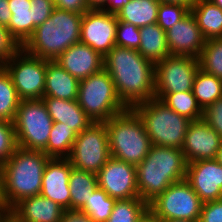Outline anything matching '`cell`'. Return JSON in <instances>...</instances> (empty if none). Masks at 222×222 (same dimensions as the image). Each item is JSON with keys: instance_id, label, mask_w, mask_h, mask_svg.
<instances>
[{"instance_id": "cell-21", "label": "cell", "mask_w": 222, "mask_h": 222, "mask_svg": "<svg viewBox=\"0 0 222 222\" xmlns=\"http://www.w3.org/2000/svg\"><path fill=\"white\" fill-rule=\"evenodd\" d=\"M42 100L53 122L66 124L77 134L92 123V120L86 115L77 100H66L50 96H43Z\"/></svg>"}, {"instance_id": "cell-15", "label": "cell", "mask_w": 222, "mask_h": 222, "mask_svg": "<svg viewBox=\"0 0 222 222\" xmlns=\"http://www.w3.org/2000/svg\"><path fill=\"white\" fill-rule=\"evenodd\" d=\"M185 180L203 203L222 199V165L215 159L188 163Z\"/></svg>"}, {"instance_id": "cell-32", "label": "cell", "mask_w": 222, "mask_h": 222, "mask_svg": "<svg viewBox=\"0 0 222 222\" xmlns=\"http://www.w3.org/2000/svg\"><path fill=\"white\" fill-rule=\"evenodd\" d=\"M116 201V199L108 196L103 189L97 187L81 211L87 213L94 222H106Z\"/></svg>"}, {"instance_id": "cell-3", "label": "cell", "mask_w": 222, "mask_h": 222, "mask_svg": "<svg viewBox=\"0 0 222 222\" xmlns=\"http://www.w3.org/2000/svg\"><path fill=\"white\" fill-rule=\"evenodd\" d=\"M187 162L182 150L152 145L136 166L139 197L147 204L171 184L185 179Z\"/></svg>"}, {"instance_id": "cell-6", "label": "cell", "mask_w": 222, "mask_h": 222, "mask_svg": "<svg viewBox=\"0 0 222 222\" xmlns=\"http://www.w3.org/2000/svg\"><path fill=\"white\" fill-rule=\"evenodd\" d=\"M132 109L142 119L152 145L182 149L192 120L174 112L157 98L139 103Z\"/></svg>"}, {"instance_id": "cell-11", "label": "cell", "mask_w": 222, "mask_h": 222, "mask_svg": "<svg viewBox=\"0 0 222 222\" xmlns=\"http://www.w3.org/2000/svg\"><path fill=\"white\" fill-rule=\"evenodd\" d=\"M203 202L184 179L171 184L148 204L162 221L191 220L199 221Z\"/></svg>"}, {"instance_id": "cell-2", "label": "cell", "mask_w": 222, "mask_h": 222, "mask_svg": "<svg viewBox=\"0 0 222 222\" xmlns=\"http://www.w3.org/2000/svg\"><path fill=\"white\" fill-rule=\"evenodd\" d=\"M48 157L43 151L17 148L0 166L2 210L7 213L24 198L40 195Z\"/></svg>"}, {"instance_id": "cell-4", "label": "cell", "mask_w": 222, "mask_h": 222, "mask_svg": "<svg viewBox=\"0 0 222 222\" xmlns=\"http://www.w3.org/2000/svg\"><path fill=\"white\" fill-rule=\"evenodd\" d=\"M82 16L55 8L44 23L35 27L22 48L31 55L54 61L71 45L80 42Z\"/></svg>"}, {"instance_id": "cell-5", "label": "cell", "mask_w": 222, "mask_h": 222, "mask_svg": "<svg viewBox=\"0 0 222 222\" xmlns=\"http://www.w3.org/2000/svg\"><path fill=\"white\" fill-rule=\"evenodd\" d=\"M105 127L111 157L135 166L144 160L152 143L142 119L132 108L111 117Z\"/></svg>"}, {"instance_id": "cell-30", "label": "cell", "mask_w": 222, "mask_h": 222, "mask_svg": "<svg viewBox=\"0 0 222 222\" xmlns=\"http://www.w3.org/2000/svg\"><path fill=\"white\" fill-rule=\"evenodd\" d=\"M192 92L198 105L204 110L222 97V79L205 73L199 68L196 72Z\"/></svg>"}, {"instance_id": "cell-27", "label": "cell", "mask_w": 222, "mask_h": 222, "mask_svg": "<svg viewBox=\"0 0 222 222\" xmlns=\"http://www.w3.org/2000/svg\"><path fill=\"white\" fill-rule=\"evenodd\" d=\"M97 187V174L73 167L69 176L70 210H81Z\"/></svg>"}, {"instance_id": "cell-25", "label": "cell", "mask_w": 222, "mask_h": 222, "mask_svg": "<svg viewBox=\"0 0 222 222\" xmlns=\"http://www.w3.org/2000/svg\"><path fill=\"white\" fill-rule=\"evenodd\" d=\"M12 16L6 27L11 37L22 47L32 35L30 0H8Z\"/></svg>"}, {"instance_id": "cell-24", "label": "cell", "mask_w": 222, "mask_h": 222, "mask_svg": "<svg viewBox=\"0 0 222 222\" xmlns=\"http://www.w3.org/2000/svg\"><path fill=\"white\" fill-rule=\"evenodd\" d=\"M206 40L222 38V9L210 0H196L191 7Z\"/></svg>"}, {"instance_id": "cell-26", "label": "cell", "mask_w": 222, "mask_h": 222, "mask_svg": "<svg viewBox=\"0 0 222 222\" xmlns=\"http://www.w3.org/2000/svg\"><path fill=\"white\" fill-rule=\"evenodd\" d=\"M159 0H130L116 14L118 21L143 27L157 23Z\"/></svg>"}, {"instance_id": "cell-35", "label": "cell", "mask_w": 222, "mask_h": 222, "mask_svg": "<svg viewBox=\"0 0 222 222\" xmlns=\"http://www.w3.org/2000/svg\"><path fill=\"white\" fill-rule=\"evenodd\" d=\"M190 11V8L180 4L160 2L157 15V24L164 31H167L176 23L184 19Z\"/></svg>"}, {"instance_id": "cell-16", "label": "cell", "mask_w": 222, "mask_h": 222, "mask_svg": "<svg viewBox=\"0 0 222 222\" xmlns=\"http://www.w3.org/2000/svg\"><path fill=\"white\" fill-rule=\"evenodd\" d=\"M221 141V136L203 119L192 121L181 149L187 164L198 160L215 159Z\"/></svg>"}, {"instance_id": "cell-1", "label": "cell", "mask_w": 222, "mask_h": 222, "mask_svg": "<svg viewBox=\"0 0 222 222\" xmlns=\"http://www.w3.org/2000/svg\"><path fill=\"white\" fill-rule=\"evenodd\" d=\"M104 69L127 108L155 98V64L137 50L115 45L104 56Z\"/></svg>"}, {"instance_id": "cell-34", "label": "cell", "mask_w": 222, "mask_h": 222, "mask_svg": "<svg viewBox=\"0 0 222 222\" xmlns=\"http://www.w3.org/2000/svg\"><path fill=\"white\" fill-rule=\"evenodd\" d=\"M147 208L148 204L141 198L117 200L106 222H136Z\"/></svg>"}, {"instance_id": "cell-43", "label": "cell", "mask_w": 222, "mask_h": 222, "mask_svg": "<svg viewBox=\"0 0 222 222\" xmlns=\"http://www.w3.org/2000/svg\"><path fill=\"white\" fill-rule=\"evenodd\" d=\"M60 222H94L91 217L81 210H64Z\"/></svg>"}, {"instance_id": "cell-52", "label": "cell", "mask_w": 222, "mask_h": 222, "mask_svg": "<svg viewBox=\"0 0 222 222\" xmlns=\"http://www.w3.org/2000/svg\"><path fill=\"white\" fill-rule=\"evenodd\" d=\"M162 222H196V221H191V220H165Z\"/></svg>"}, {"instance_id": "cell-19", "label": "cell", "mask_w": 222, "mask_h": 222, "mask_svg": "<svg viewBox=\"0 0 222 222\" xmlns=\"http://www.w3.org/2000/svg\"><path fill=\"white\" fill-rule=\"evenodd\" d=\"M54 61L79 81L104 68V57L81 42L71 45Z\"/></svg>"}, {"instance_id": "cell-7", "label": "cell", "mask_w": 222, "mask_h": 222, "mask_svg": "<svg viewBox=\"0 0 222 222\" xmlns=\"http://www.w3.org/2000/svg\"><path fill=\"white\" fill-rule=\"evenodd\" d=\"M77 101L92 122H106L128 109L104 68L79 81Z\"/></svg>"}, {"instance_id": "cell-8", "label": "cell", "mask_w": 222, "mask_h": 222, "mask_svg": "<svg viewBox=\"0 0 222 222\" xmlns=\"http://www.w3.org/2000/svg\"><path fill=\"white\" fill-rule=\"evenodd\" d=\"M17 145L25 150L43 151L53 120L42 99L22 100L13 120Z\"/></svg>"}, {"instance_id": "cell-49", "label": "cell", "mask_w": 222, "mask_h": 222, "mask_svg": "<svg viewBox=\"0 0 222 222\" xmlns=\"http://www.w3.org/2000/svg\"><path fill=\"white\" fill-rule=\"evenodd\" d=\"M215 160L220 164L222 165V141H221V145H220V148L217 152V156L215 158Z\"/></svg>"}, {"instance_id": "cell-41", "label": "cell", "mask_w": 222, "mask_h": 222, "mask_svg": "<svg viewBox=\"0 0 222 222\" xmlns=\"http://www.w3.org/2000/svg\"><path fill=\"white\" fill-rule=\"evenodd\" d=\"M198 222H222V199L204 202Z\"/></svg>"}, {"instance_id": "cell-10", "label": "cell", "mask_w": 222, "mask_h": 222, "mask_svg": "<svg viewBox=\"0 0 222 222\" xmlns=\"http://www.w3.org/2000/svg\"><path fill=\"white\" fill-rule=\"evenodd\" d=\"M110 157L105 122H92L77 135L68 159L72 167L97 174Z\"/></svg>"}, {"instance_id": "cell-47", "label": "cell", "mask_w": 222, "mask_h": 222, "mask_svg": "<svg viewBox=\"0 0 222 222\" xmlns=\"http://www.w3.org/2000/svg\"><path fill=\"white\" fill-rule=\"evenodd\" d=\"M162 3H173L186 6L191 9L196 0H159Z\"/></svg>"}, {"instance_id": "cell-39", "label": "cell", "mask_w": 222, "mask_h": 222, "mask_svg": "<svg viewBox=\"0 0 222 222\" xmlns=\"http://www.w3.org/2000/svg\"><path fill=\"white\" fill-rule=\"evenodd\" d=\"M202 119L222 138V97L203 110Z\"/></svg>"}, {"instance_id": "cell-53", "label": "cell", "mask_w": 222, "mask_h": 222, "mask_svg": "<svg viewBox=\"0 0 222 222\" xmlns=\"http://www.w3.org/2000/svg\"><path fill=\"white\" fill-rule=\"evenodd\" d=\"M0 208L2 209V198H1V180H0Z\"/></svg>"}, {"instance_id": "cell-50", "label": "cell", "mask_w": 222, "mask_h": 222, "mask_svg": "<svg viewBox=\"0 0 222 222\" xmlns=\"http://www.w3.org/2000/svg\"><path fill=\"white\" fill-rule=\"evenodd\" d=\"M0 222H15L8 214H5L1 219Z\"/></svg>"}, {"instance_id": "cell-22", "label": "cell", "mask_w": 222, "mask_h": 222, "mask_svg": "<svg viewBox=\"0 0 222 222\" xmlns=\"http://www.w3.org/2000/svg\"><path fill=\"white\" fill-rule=\"evenodd\" d=\"M79 80L55 61L46 60L44 96L77 100Z\"/></svg>"}, {"instance_id": "cell-29", "label": "cell", "mask_w": 222, "mask_h": 222, "mask_svg": "<svg viewBox=\"0 0 222 222\" xmlns=\"http://www.w3.org/2000/svg\"><path fill=\"white\" fill-rule=\"evenodd\" d=\"M155 98L160 99L174 112L192 121L201 120L203 117V110L198 105L192 90L177 93H155Z\"/></svg>"}, {"instance_id": "cell-28", "label": "cell", "mask_w": 222, "mask_h": 222, "mask_svg": "<svg viewBox=\"0 0 222 222\" xmlns=\"http://www.w3.org/2000/svg\"><path fill=\"white\" fill-rule=\"evenodd\" d=\"M77 135L66 124L53 122L47 146L43 152L50 158H68Z\"/></svg>"}, {"instance_id": "cell-48", "label": "cell", "mask_w": 222, "mask_h": 222, "mask_svg": "<svg viewBox=\"0 0 222 222\" xmlns=\"http://www.w3.org/2000/svg\"><path fill=\"white\" fill-rule=\"evenodd\" d=\"M104 3L105 0H86L89 9H99Z\"/></svg>"}, {"instance_id": "cell-42", "label": "cell", "mask_w": 222, "mask_h": 222, "mask_svg": "<svg viewBox=\"0 0 222 222\" xmlns=\"http://www.w3.org/2000/svg\"><path fill=\"white\" fill-rule=\"evenodd\" d=\"M55 8L84 14L90 10L86 0H54Z\"/></svg>"}, {"instance_id": "cell-46", "label": "cell", "mask_w": 222, "mask_h": 222, "mask_svg": "<svg viewBox=\"0 0 222 222\" xmlns=\"http://www.w3.org/2000/svg\"><path fill=\"white\" fill-rule=\"evenodd\" d=\"M136 222H162V220L150 208H147Z\"/></svg>"}, {"instance_id": "cell-51", "label": "cell", "mask_w": 222, "mask_h": 222, "mask_svg": "<svg viewBox=\"0 0 222 222\" xmlns=\"http://www.w3.org/2000/svg\"><path fill=\"white\" fill-rule=\"evenodd\" d=\"M210 1L222 9V0H210Z\"/></svg>"}, {"instance_id": "cell-36", "label": "cell", "mask_w": 222, "mask_h": 222, "mask_svg": "<svg viewBox=\"0 0 222 222\" xmlns=\"http://www.w3.org/2000/svg\"><path fill=\"white\" fill-rule=\"evenodd\" d=\"M18 148L13 122L0 120V166Z\"/></svg>"}, {"instance_id": "cell-33", "label": "cell", "mask_w": 222, "mask_h": 222, "mask_svg": "<svg viewBox=\"0 0 222 222\" xmlns=\"http://www.w3.org/2000/svg\"><path fill=\"white\" fill-rule=\"evenodd\" d=\"M200 69L222 79V38L206 41L199 57Z\"/></svg>"}, {"instance_id": "cell-9", "label": "cell", "mask_w": 222, "mask_h": 222, "mask_svg": "<svg viewBox=\"0 0 222 222\" xmlns=\"http://www.w3.org/2000/svg\"><path fill=\"white\" fill-rule=\"evenodd\" d=\"M2 67L10 75L20 100L42 99L46 79V60L20 47Z\"/></svg>"}, {"instance_id": "cell-38", "label": "cell", "mask_w": 222, "mask_h": 222, "mask_svg": "<svg viewBox=\"0 0 222 222\" xmlns=\"http://www.w3.org/2000/svg\"><path fill=\"white\" fill-rule=\"evenodd\" d=\"M32 14V34L35 27L44 23L55 9L54 0H30Z\"/></svg>"}, {"instance_id": "cell-45", "label": "cell", "mask_w": 222, "mask_h": 222, "mask_svg": "<svg viewBox=\"0 0 222 222\" xmlns=\"http://www.w3.org/2000/svg\"><path fill=\"white\" fill-rule=\"evenodd\" d=\"M11 16L12 12L9 9L8 0H0V25L7 27Z\"/></svg>"}, {"instance_id": "cell-44", "label": "cell", "mask_w": 222, "mask_h": 222, "mask_svg": "<svg viewBox=\"0 0 222 222\" xmlns=\"http://www.w3.org/2000/svg\"><path fill=\"white\" fill-rule=\"evenodd\" d=\"M129 1L130 0H105V3L98 10L116 15Z\"/></svg>"}, {"instance_id": "cell-40", "label": "cell", "mask_w": 222, "mask_h": 222, "mask_svg": "<svg viewBox=\"0 0 222 222\" xmlns=\"http://www.w3.org/2000/svg\"><path fill=\"white\" fill-rule=\"evenodd\" d=\"M20 46L11 37L6 27L0 25V66H2Z\"/></svg>"}, {"instance_id": "cell-23", "label": "cell", "mask_w": 222, "mask_h": 222, "mask_svg": "<svg viewBox=\"0 0 222 222\" xmlns=\"http://www.w3.org/2000/svg\"><path fill=\"white\" fill-rule=\"evenodd\" d=\"M140 46L138 52L156 64L171 55L167 46L166 32L157 24L140 27Z\"/></svg>"}, {"instance_id": "cell-17", "label": "cell", "mask_w": 222, "mask_h": 222, "mask_svg": "<svg viewBox=\"0 0 222 222\" xmlns=\"http://www.w3.org/2000/svg\"><path fill=\"white\" fill-rule=\"evenodd\" d=\"M166 32V41L171 55L199 58L206 39L198 27L191 11L184 19L176 23Z\"/></svg>"}, {"instance_id": "cell-20", "label": "cell", "mask_w": 222, "mask_h": 222, "mask_svg": "<svg viewBox=\"0 0 222 222\" xmlns=\"http://www.w3.org/2000/svg\"><path fill=\"white\" fill-rule=\"evenodd\" d=\"M64 210L54 201L36 195L22 199L6 214L15 222H60Z\"/></svg>"}, {"instance_id": "cell-13", "label": "cell", "mask_w": 222, "mask_h": 222, "mask_svg": "<svg viewBox=\"0 0 222 222\" xmlns=\"http://www.w3.org/2000/svg\"><path fill=\"white\" fill-rule=\"evenodd\" d=\"M118 19L98 9H90L82 16L80 42L90 46L103 57L116 45Z\"/></svg>"}, {"instance_id": "cell-31", "label": "cell", "mask_w": 222, "mask_h": 222, "mask_svg": "<svg viewBox=\"0 0 222 222\" xmlns=\"http://www.w3.org/2000/svg\"><path fill=\"white\" fill-rule=\"evenodd\" d=\"M20 101L10 75L0 66V120L13 122Z\"/></svg>"}, {"instance_id": "cell-14", "label": "cell", "mask_w": 222, "mask_h": 222, "mask_svg": "<svg viewBox=\"0 0 222 222\" xmlns=\"http://www.w3.org/2000/svg\"><path fill=\"white\" fill-rule=\"evenodd\" d=\"M98 187L116 200L140 198L136 166L110 157L97 173Z\"/></svg>"}, {"instance_id": "cell-12", "label": "cell", "mask_w": 222, "mask_h": 222, "mask_svg": "<svg viewBox=\"0 0 222 222\" xmlns=\"http://www.w3.org/2000/svg\"><path fill=\"white\" fill-rule=\"evenodd\" d=\"M199 58L169 55L155 64V93L191 91Z\"/></svg>"}, {"instance_id": "cell-37", "label": "cell", "mask_w": 222, "mask_h": 222, "mask_svg": "<svg viewBox=\"0 0 222 222\" xmlns=\"http://www.w3.org/2000/svg\"><path fill=\"white\" fill-rule=\"evenodd\" d=\"M140 28L127 22L118 21L116 27L117 46L138 50L140 46Z\"/></svg>"}, {"instance_id": "cell-54", "label": "cell", "mask_w": 222, "mask_h": 222, "mask_svg": "<svg viewBox=\"0 0 222 222\" xmlns=\"http://www.w3.org/2000/svg\"><path fill=\"white\" fill-rule=\"evenodd\" d=\"M6 213L0 208V219L5 215Z\"/></svg>"}, {"instance_id": "cell-18", "label": "cell", "mask_w": 222, "mask_h": 222, "mask_svg": "<svg viewBox=\"0 0 222 222\" xmlns=\"http://www.w3.org/2000/svg\"><path fill=\"white\" fill-rule=\"evenodd\" d=\"M72 168L68 158H50L43 172L40 195L65 210L70 209L69 176Z\"/></svg>"}]
</instances>
